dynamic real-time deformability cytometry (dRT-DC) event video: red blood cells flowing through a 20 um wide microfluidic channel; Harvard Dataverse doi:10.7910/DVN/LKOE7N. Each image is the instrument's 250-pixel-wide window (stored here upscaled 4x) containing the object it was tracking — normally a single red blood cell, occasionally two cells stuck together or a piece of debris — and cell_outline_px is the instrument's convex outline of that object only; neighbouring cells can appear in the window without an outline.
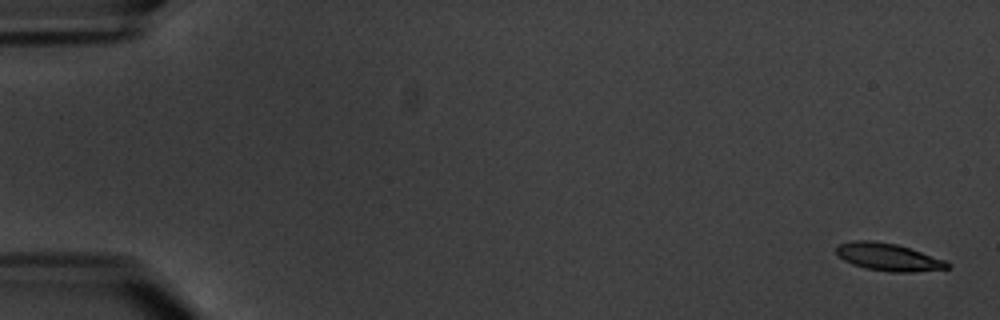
{"species": "common noctule bat (a hibernating species)", "species_latin": "Nyctalus noctula", "temperature_condition": "warm", "stored_images_in_passage": 6, "camera_frame_rate_fps": 3000, "um_per_image_px": 0.085, "animal": {"sex": "male", "body_mass_g": 20.1, "forearm_length_mm": 53.5}, "frame": {"image": 1, "passage_image": 1, "time_ms": 0.0, "image_size_px": [1000, 320], "cell_outline_px": [[952, 268], [912, 272], [892, 272], [864, 268], [852, 264], [844, 260], [836, 252], [836, 244], [852, 240], [872, 240], [896, 244], [944, 260], [952, 264]], "centroid_in_image_um": [75.48, 21.85], "position_along_channel_um": 9.5, "area_um2": 17.8}}